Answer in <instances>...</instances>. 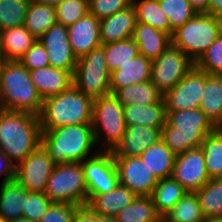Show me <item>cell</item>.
I'll return each instance as SVG.
<instances>
[{
  "label": "cell",
  "mask_w": 222,
  "mask_h": 222,
  "mask_svg": "<svg viewBox=\"0 0 222 222\" xmlns=\"http://www.w3.org/2000/svg\"><path fill=\"white\" fill-rule=\"evenodd\" d=\"M37 115L0 109V150L15 164L41 146Z\"/></svg>",
  "instance_id": "cell-1"
},
{
  "label": "cell",
  "mask_w": 222,
  "mask_h": 222,
  "mask_svg": "<svg viewBox=\"0 0 222 222\" xmlns=\"http://www.w3.org/2000/svg\"><path fill=\"white\" fill-rule=\"evenodd\" d=\"M41 146L55 164L81 163L100 151L91 124L61 126L42 131Z\"/></svg>",
  "instance_id": "cell-2"
},
{
  "label": "cell",
  "mask_w": 222,
  "mask_h": 222,
  "mask_svg": "<svg viewBox=\"0 0 222 222\" xmlns=\"http://www.w3.org/2000/svg\"><path fill=\"white\" fill-rule=\"evenodd\" d=\"M216 127L200 108L166 111V124L160 139L175 154L199 148Z\"/></svg>",
  "instance_id": "cell-3"
},
{
  "label": "cell",
  "mask_w": 222,
  "mask_h": 222,
  "mask_svg": "<svg viewBox=\"0 0 222 222\" xmlns=\"http://www.w3.org/2000/svg\"><path fill=\"white\" fill-rule=\"evenodd\" d=\"M42 102L29 70L18 60H4L0 69V109L38 116Z\"/></svg>",
  "instance_id": "cell-4"
},
{
  "label": "cell",
  "mask_w": 222,
  "mask_h": 222,
  "mask_svg": "<svg viewBox=\"0 0 222 222\" xmlns=\"http://www.w3.org/2000/svg\"><path fill=\"white\" fill-rule=\"evenodd\" d=\"M93 99L78 91L73 85L42 102L38 115L42 131L61 126L91 124Z\"/></svg>",
  "instance_id": "cell-5"
},
{
  "label": "cell",
  "mask_w": 222,
  "mask_h": 222,
  "mask_svg": "<svg viewBox=\"0 0 222 222\" xmlns=\"http://www.w3.org/2000/svg\"><path fill=\"white\" fill-rule=\"evenodd\" d=\"M91 125L100 151H113L121 142L126 123L123 106L113 94L93 99Z\"/></svg>",
  "instance_id": "cell-6"
},
{
  "label": "cell",
  "mask_w": 222,
  "mask_h": 222,
  "mask_svg": "<svg viewBox=\"0 0 222 222\" xmlns=\"http://www.w3.org/2000/svg\"><path fill=\"white\" fill-rule=\"evenodd\" d=\"M222 31V21L214 15L197 13L173 32L172 45L194 63L204 54Z\"/></svg>",
  "instance_id": "cell-7"
},
{
  "label": "cell",
  "mask_w": 222,
  "mask_h": 222,
  "mask_svg": "<svg viewBox=\"0 0 222 222\" xmlns=\"http://www.w3.org/2000/svg\"><path fill=\"white\" fill-rule=\"evenodd\" d=\"M44 193L52 202L86 205L87 185L82 164H56Z\"/></svg>",
  "instance_id": "cell-8"
},
{
  "label": "cell",
  "mask_w": 222,
  "mask_h": 222,
  "mask_svg": "<svg viewBox=\"0 0 222 222\" xmlns=\"http://www.w3.org/2000/svg\"><path fill=\"white\" fill-rule=\"evenodd\" d=\"M110 76L102 46L77 59L73 86L92 99L110 94Z\"/></svg>",
  "instance_id": "cell-9"
},
{
  "label": "cell",
  "mask_w": 222,
  "mask_h": 222,
  "mask_svg": "<svg viewBox=\"0 0 222 222\" xmlns=\"http://www.w3.org/2000/svg\"><path fill=\"white\" fill-rule=\"evenodd\" d=\"M194 66L195 63L181 49L171 44L158 58L152 60L150 81L164 95Z\"/></svg>",
  "instance_id": "cell-10"
},
{
  "label": "cell",
  "mask_w": 222,
  "mask_h": 222,
  "mask_svg": "<svg viewBox=\"0 0 222 222\" xmlns=\"http://www.w3.org/2000/svg\"><path fill=\"white\" fill-rule=\"evenodd\" d=\"M81 164L87 185V199L91 195L111 192L119 183V172L112 151H99Z\"/></svg>",
  "instance_id": "cell-11"
},
{
  "label": "cell",
  "mask_w": 222,
  "mask_h": 222,
  "mask_svg": "<svg viewBox=\"0 0 222 222\" xmlns=\"http://www.w3.org/2000/svg\"><path fill=\"white\" fill-rule=\"evenodd\" d=\"M55 163L42 146L15 167V180L29 192L44 193Z\"/></svg>",
  "instance_id": "cell-12"
},
{
  "label": "cell",
  "mask_w": 222,
  "mask_h": 222,
  "mask_svg": "<svg viewBox=\"0 0 222 222\" xmlns=\"http://www.w3.org/2000/svg\"><path fill=\"white\" fill-rule=\"evenodd\" d=\"M206 73L195 66L170 91L163 95L166 111H178L199 108Z\"/></svg>",
  "instance_id": "cell-13"
},
{
  "label": "cell",
  "mask_w": 222,
  "mask_h": 222,
  "mask_svg": "<svg viewBox=\"0 0 222 222\" xmlns=\"http://www.w3.org/2000/svg\"><path fill=\"white\" fill-rule=\"evenodd\" d=\"M171 177L188 192H196L206 184L210 178L202 149L199 147L177 154Z\"/></svg>",
  "instance_id": "cell-14"
},
{
  "label": "cell",
  "mask_w": 222,
  "mask_h": 222,
  "mask_svg": "<svg viewBox=\"0 0 222 222\" xmlns=\"http://www.w3.org/2000/svg\"><path fill=\"white\" fill-rule=\"evenodd\" d=\"M119 172V183L136 196H151L158 178L144 164L140 156L114 157Z\"/></svg>",
  "instance_id": "cell-15"
},
{
  "label": "cell",
  "mask_w": 222,
  "mask_h": 222,
  "mask_svg": "<svg viewBox=\"0 0 222 222\" xmlns=\"http://www.w3.org/2000/svg\"><path fill=\"white\" fill-rule=\"evenodd\" d=\"M46 49L49 65L63 69L73 75L77 58L74 55L66 26L56 23L52 25L39 39Z\"/></svg>",
  "instance_id": "cell-16"
},
{
  "label": "cell",
  "mask_w": 222,
  "mask_h": 222,
  "mask_svg": "<svg viewBox=\"0 0 222 222\" xmlns=\"http://www.w3.org/2000/svg\"><path fill=\"white\" fill-rule=\"evenodd\" d=\"M68 39L76 58H80L102 45L100 20L88 13L67 27Z\"/></svg>",
  "instance_id": "cell-17"
},
{
  "label": "cell",
  "mask_w": 222,
  "mask_h": 222,
  "mask_svg": "<svg viewBox=\"0 0 222 222\" xmlns=\"http://www.w3.org/2000/svg\"><path fill=\"white\" fill-rule=\"evenodd\" d=\"M161 129L142 125L126 126L121 142L112 151L113 157L140 156L148 147L160 140Z\"/></svg>",
  "instance_id": "cell-18"
},
{
  "label": "cell",
  "mask_w": 222,
  "mask_h": 222,
  "mask_svg": "<svg viewBox=\"0 0 222 222\" xmlns=\"http://www.w3.org/2000/svg\"><path fill=\"white\" fill-rule=\"evenodd\" d=\"M137 24L133 4L119 12L100 20V40L102 44L132 38Z\"/></svg>",
  "instance_id": "cell-19"
},
{
  "label": "cell",
  "mask_w": 222,
  "mask_h": 222,
  "mask_svg": "<svg viewBox=\"0 0 222 222\" xmlns=\"http://www.w3.org/2000/svg\"><path fill=\"white\" fill-rule=\"evenodd\" d=\"M29 72L31 80L43 100L57 95L73 85V78L70 72L53 66L29 70Z\"/></svg>",
  "instance_id": "cell-20"
},
{
  "label": "cell",
  "mask_w": 222,
  "mask_h": 222,
  "mask_svg": "<svg viewBox=\"0 0 222 222\" xmlns=\"http://www.w3.org/2000/svg\"><path fill=\"white\" fill-rule=\"evenodd\" d=\"M152 60L138 54L135 58L111 72L110 94L122 87L143 83L151 79Z\"/></svg>",
  "instance_id": "cell-21"
},
{
  "label": "cell",
  "mask_w": 222,
  "mask_h": 222,
  "mask_svg": "<svg viewBox=\"0 0 222 222\" xmlns=\"http://www.w3.org/2000/svg\"><path fill=\"white\" fill-rule=\"evenodd\" d=\"M135 198L136 195L131 190L118 183L111 192L91 195L86 205L98 215L115 217Z\"/></svg>",
  "instance_id": "cell-22"
},
{
  "label": "cell",
  "mask_w": 222,
  "mask_h": 222,
  "mask_svg": "<svg viewBox=\"0 0 222 222\" xmlns=\"http://www.w3.org/2000/svg\"><path fill=\"white\" fill-rule=\"evenodd\" d=\"M132 39L146 58H158L171 44V36L142 22H137Z\"/></svg>",
  "instance_id": "cell-23"
},
{
  "label": "cell",
  "mask_w": 222,
  "mask_h": 222,
  "mask_svg": "<svg viewBox=\"0 0 222 222\" xmlns=\"http://www.w3.org/2000/svg\"><path fill=\"white\" fill-rule=\"evenodd\" d=\"M36 40L24 25L1 30V55L4 60H19Z\"/></svg>",
  "instance_id": "cell-24"
},
{
  "label": "cell",
  "mask_w": 222,
  "mask_h": 222,
  "mask_svg": "<svg viewBox=\"0 0 222 222\" xmlns=\"http://www.w3.org/2000/svg\"><path fill=\"white\" fill-rule=\"evenodd\" d=\"M123 111L126 126L142 125L162 129L166 124V107L163 99L151 105L123 106Z\"/></svg>",
  "instance_id": "cell-25"
},
{
  "label": "cell",
  "mask_w": 222,
  "mask_h": 222,
  "mask_svg": "<svg viewBox=\"0 0 222 222\" xmlns=\"http://www.w3.org/2000/svg\"><path fill=\"white\" fill-rule=\"evenodd\" d=\"M28 191L15 179L1 183L0 186V218L12 222L23 217Z\"/></svg>",
  "instance_id": "cell-26"
},
{
  "label": "cell",
  "mask_w": 222,
  "mask_h": 222,
  "mask_svg": "<svg viewBox=\"0 0 222 222\" xmlns=\"http://www.w3.org/2000/svg\"><path fill=\"white\" fill-rule=\"evenodd\" d=\"M199 108L216 128H222V75L206 73V86Z\"/></svg>",
  "instance_id": "cell-27"
},
{
  "label": "cell",
  "mask_w": 222,
  "mask_h": 222,
  "mask_svg": "<svg viewBox=\"0 0 222 222\" xmlns=\"http://www.w3.org/2000/svg\"><path fill=\"white\" fill-rule=\"evenodd\" d=\"M140 157L158 179L172 176L176 155L161 139L145 149Z\"/></svg>",
  "instance_id": "cell-28"
},
{
  "label": "cell",
  "mask_w": 222,
  "mask_h": 222,
  "mask_svg": "<svg viewBox=\"0 0 222 222\" xmlns=\"http://www.w3.org/2000/svg\"><path fill=\"white\" fill-rule=\"evenodd\" d=\"M188 191L172 177L158 179L151 198L156 213L163 218Z\"/></svg>",
  "instance_id": "cell-29"
},
{
  "label": "cell",
  "mask_w": 222,
  "mask_h": 222,
  "mask_svg": "<svg viewBox=\"0 0 222 222\" xmlns=\"http://www.w3.org/2000/svg\"><path fill=\"white\" fill-rule=\"evenodd\" d=\"M113 96L122 104L128 105H151L163 99V95L158 91L151 81L135 83L116 90Z\"/></svg>",
  "instance_id": "cell-30"
},
{
  "label": "cell",
  "mask_w": 222,
  "mask_h": 222,
  "mask_svg": "<svg viewBox=\"0 0 222 222\" xmlns=\"http://www.w3.org/2000/svg\"><path fill=\"white\" fill-rule=\"evenodd\" d=\"M57 23L55 7L42 5L34 0L26 12L24 26L39 39L52 25Z\"/></svg>",
  "instance_id": "cell-31"
},
{
  "label": "cell",
  "mask_w": 222,
  "mask_h": 222,
  "mask_svg": "<svg viewBox=\"0 0 222 222\" xmlns=\"http://www.w3.org/2000/svg\"><path fill=\"white\" fill-rule=\"evenodd\" d=\"M200 148L204 153L209 178H222V128L207 134Z\"/></svg>",
  "instance_id": "cell-32"
},
{
  "label": "cell",
  "mask_w": 222,
  "mask_h": 222,
  "mask_svg": "<svg viewBox=\"0 0 222 222\" xmlns=\"http://www.w3.org/2000/svg\"><path fill=\"white\" fill-rule=\"evenodd\" d=\"M117 222H160L151 196L136 198L115 216Z\"/></svg>",
  "instance_id": "cell-33"
},
{
  "label": "cell",
  "mask_w": 222,
  "mask_h": 222,
  "mask_svg": "<svg viewBox=\"0 0 222 222\" xmlns=\"http://www.w3.org/2000/svg\"><path fill=\"white\" fill-rule=\"evenodd\" d=\"M195 193L204 218L222 217V178L210 179Z\"/></svg>",
  "instance_id": "cell-34"
},
{
  "label": "cell",
  "mask_w": 222,
  "mask_h": 222,
  "mask_svg": "<svg viewBox=\"0 0 222 222\" xmlns=\"http://www.w3.org/2000/svg\"><path fill=\"white\" fill-rule=\"evenodd\" d=\"M132 4L136 10L137 22L149 24L170 35L169 19L161 10L158 0H132Z\"/></svg>",
  "instance_id": "cell-35"
},
{
  "label": "cell",
  "mask_w": 222,
  "mask_h": 222,
  "mask_svg": "<svg viewBox=\"0 0 222 222\" xmlns=\"http://www.w3.org/2000/svg\"><path fill=\"white\" fill-rule=\"evenodd\" d=\"M164 218L168 222H202L205 219L195 192H187Z\"/></svg>",
  "instance_id": "cell-36"
},
{
  "label": "cell",
  "mask_w": 222,
  "mask_h": 222,
  "mask_svg": "<svg viewBox=\"0 0 222 222\" xmlns=\"http://www.w3.org/2000/svg\"><path fill=\"white\" fill-rule=\"evenodd\" d=\"M101 46L104 48V55L110 72H113L139 54L138 46L132 38L102 44Z\"/></svg>",
  "instance_id": "cell-37"
},
{
  "label": "cell",
  "mask_w": 222,
  "mask_h": 222,
  "mask_svg": "<svg viewBox=\"0 0 222 222\" xmlns=\"http://www.w3.org/2000/svg\"><path fill=\"white\" fill-rule=\"evenodd\" d=\"M158 2L161 10L169 19L171 37L174 31L197 14L187 0H158Z\"/></svg>",
  "instance_id": "cell-38"
},
{
  "label": "cell",
  "mask_w": 222,
  "mask_h": 222,
  "mask_svg": "<svg viewBox=\"0 0 222 222\" xmlns=\"http://www.w3.org/2000/svg\"><path fill=\"white\" fill-rule=\"evenodd\" d=\"M31 0H0V31L24 25Z\"/></svg>",
  "instance_id": "cell-39"
},
{
  "label": "cell",
  "mask_w": 222,
  "mask_h": 222,
  "mask_svg": "<svg viewBox=\"0 0 222 222\" xmlns=\"http://www.w3.org/2000/svg\"><path fill=\"white\" fill-rule=\"evenodd\" d=\"M55 10L57 23L69 27L89 13L88 0H64Z\"/></svg>",
  "instance_id": "cell-40"
},
{
  "label": "cell",
  "mask_w": 222,
  "mask_h": 222,
  "mask_svg": "<svg viewBox=\"0 0 222 222\" xmlns=\"http://www.w3.org/2000/svg\"><path fill=\"white\" fill-rule=\"evenodd\" d=\"M195 67L207 74L222 75V31L195 63Z\"/></svg>",
  "instance_id": "cell-41"
},
{
  "label": "cell",
  "mask_w": 222,
  "mask_h": 222,
  "mask_svg": "<svg viewBox=\"0 0 222 222\" xmlns=\"http://www.w3.org/2000/svg\"><path fill=\"white\" fill-rule=\"evenodd\" d=\"M52 203L45 193L28 191L23 217L39 222Z\"/></svg>",
  "instance_id": "cell-42"
},
{
  "label": "cell",
  "mask_w": 222,
  "mask_h": 222,
  "mask_svg": "<svg viewBox=\"0 0 222 222\" xmlns=\"http://www.w3.org/2000/svg\"><path fill=\"white\" fill-rule=\"evenodd\" d=\"M132 4V0H88L89 13L101 20Z\"/></svg>",
  "instance_id": "cell-43"
},
{
  "label": "cell",
  "mask_w": 222,
  "mask_h": 222,
  "mask_svg": "<svg viewBox=\"0 0 222 222\" xmlns=\"http://www.w3.org/2000/svg\"><path fill=\"white\" fill-rule=\"evenodd\" d=\"M18 61L28 70L50 66L46 49L38 39Z\"/></svg>",
  "instance_id": "cell-44"
},
{
  "label": "cell",
  "mask_w": 222,
  "mask_h": 222,
  "mask_svg": "<svg viewBox=\"0 0 222 222\" xmlns=\"http://www.w3.org/2000/svg\"><path fill=\"white\" fill-rule=\"evenodd\" d=\"M79 206L53 202L39 222H73Z\"/></svg>",
  "instance_id": "cell-45"
},
{
  "label": "cell",
  "mask_w": 222,
  "mask_h": 222,
  "mask_svg": "<svg viewBox=\"0 0 222 222\" xmlns=\"http://www.w3.org/2000/svg\"><path fill=\"white\" fill-rule=\"evenodd\" d=\"M16 165L0 150V177L3 176L2 182H9L15 179Z\"/></svg>",
  "instance_id": "cell-46"
},
{
  "label": "cell",
  "mask_w": 222,
  "mask_h": 222,
  "mask_svg": "<svg viewBox=\"0 0 222 222\" xmlns=\"http://www.w3.org/2000/svg\"><path fill=\"white\" fill-rule=\"evenodd\" d=\"M73 222H96V213L87 205L79 206L76 209Z\"/></svg>",
  "instance_id": "cell-47"
},
{
  "label": "cell",
  "mask_w": 222,
  "mask_h": 222,
  "mask_svg": "<svg viewBox=\"0 0 222 222\" xmlns=\"http://www.w3.org/2000/svg\"><path fill=\"white\" fill-rule=\"evenodd\" d=\"M191 7L197 13H207L209 14V1L210 0H187Z\"/></svg>",
  "instance_id": "cell-48"
},
{
  "label": "cell",
  "mask_w": 222,
  "mask_h": 222,
  "mask_svg": "<svg viewBox=\"0 0 222 222\" xmlns=\"http://www.w3.org/2000/svg\"><path fill=\"white\" fill-rule=\"evenodd\" d=\"M209 14L222 21V0L209 1Z\"/></svg>",
  "instance_id": "cell-49"
},
{
  "label": "cell",
  "mask_w": 222,
  "mask_h": 222,
  "mask_svg": "<svg viewBox=\"0 0 222 222\" xmlns=\"http://www.w3.org/2000/svg\"><path fill=\"white\" fill-rule=\"evenodd\" d=\"M34 1L42 5H49V6L56 7L58 4H60L64 0H34Z\"/></svg>",
  "instance_id": "cell-50"
},
{
  "label": "cell",
  "mask_w": 222,
  "mask_h": 222,
  "mask_svg": "<svg viewBox=\"0 0 222 222\" xmlns=\"http://www.w3.org/2000/svg\"><path fill=\"white\" fill-rule=\"evenodd\" d=\"M96 222H117L113 216H103L96 214Z\"/></svg>",
  "instance_id": "cell-51"
},
{
  "label": "cell",
  "mask_w": 222,
  "mask_h": 222,
  "mask_svg": "<svg viewBox=\"0 0 222 222\" xmlns=\"http://www.w3.org/2000/svg\"><path fill=\"white\" fill-rule=\"evenodd\" d=\"M202 222H222V217L205 218Z\"/></svg>",
  "instance_id": "cell-52"
},
{
  "label": "cell",
  "mask_w": 222,
  "mask_h": 222,
  "mask_svg": "<svg viewBox=\"0 0 222 222\" xmlns=\"http://www.w3.org/2000/svg\"><path fill=\"white\" fill-rule=\"evenodd\" d=\"M12 222H34V221H31L30 219L25 218V217H20V218L15 219Z\"/></svg>",
  "instance_id": "cell-53"
},
{
  "label": "cell",
  "mask_w": 222,
  "mask_h": 222,
  "mask_svg": "<svg viewBox=\"0 0 222 222\" xmlns=\"http://www.w3.org/2000/svg\"><path fill=\"white\" fill-rule=\"evenodd\" d=\"M3 62H4V59L1 55V50H0V69H1V66H2Z\"/></svg>",
  "instance_id": "cell-54"
},
{
  "label": "cell",
  "mask_w": 222,
  "mask_h": 222,
  "mask_svg": "<svg viewBox=\"0 0 222 222\" xmlns=\"http://www.w3.org/2000/svg\"><path fill=\"white\" fill-rule=\"evenodd\" d=\"M160 222H168L164 217L160 219Z\"/></svg>",
  "instance_id": "cell-55"
},
{
  "label": "cell",
  "mask_w": 222,
  "mask_h": 222,
  "mask_svg": "<svg viewBox=\"0 0 222 222\" xmlns=\"http://www.w3.org/2000/svg\"><path fill=\"white\" fill-rule=\"evenodd\" d=\"M0 222H6L5 220H3L2 218H0Z\"/></svg>",
  "instance_id": "cell-56"
}]
</instances>
